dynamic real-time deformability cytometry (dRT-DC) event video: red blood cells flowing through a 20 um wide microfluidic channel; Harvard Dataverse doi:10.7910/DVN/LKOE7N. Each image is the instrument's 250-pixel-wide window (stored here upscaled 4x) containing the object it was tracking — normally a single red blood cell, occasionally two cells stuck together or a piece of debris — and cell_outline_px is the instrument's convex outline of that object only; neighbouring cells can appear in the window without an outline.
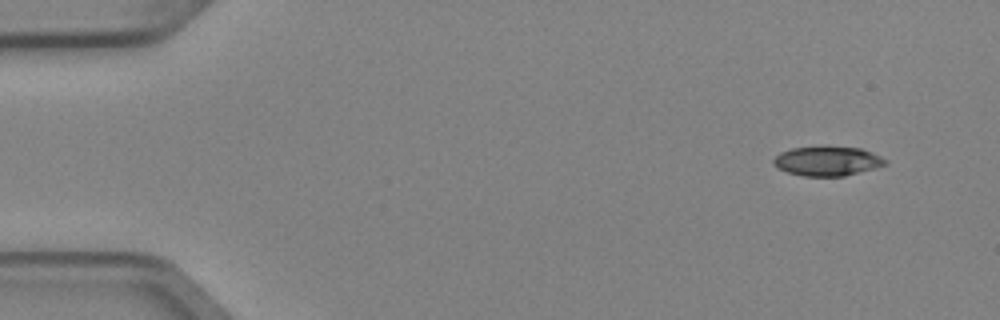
{"species": "Egyptian fruit bat (a non-hibernating species)", "species_latin": "Rousettus aegyptiacus", "temperature_condition": "cold", "stored_images_in_passage": 4, "camera_frame_rate_fps": 3000, "um_per_image_px": 0.085, "animal": {"sex": "female"}, "frame": {"image": 1, "passage_image": 1, "time_ms": 0.0, "image_size_px": [1000, 320], "cell_outline_px": [[888, 164], [876, 168], [844, 176], [804, 176], [788, 172], [776, 168], [772, 164], [772, 160], [780, 152], [792, 148], [860, 148], [872, 152], [888, 160]], "centroid_in_image_um": [70.33, 13.72], "position_along_channel_um": 14.7, "area_um2": 18.9}}
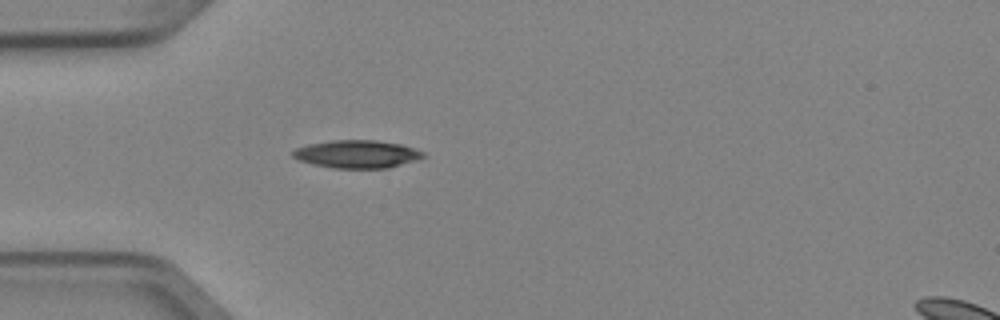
{"frame": {"image": 2, "passage_image": 4, "time_ms": 1.0, "image_size_px": [1000, 320], "cell_outline_px": [[424, 156], [416, 160], [388, 168], [332, 168], [312, 164], [300, 160], [292, 156], [292, 152], [296, 148], [308, 144], [332, 140], [376, 140], [400, 144], [424, 152]], "centroid_in_image_um": [30.32, 13.1], "position_along_channel_um": 54.7, "area_um2": 21.04}}